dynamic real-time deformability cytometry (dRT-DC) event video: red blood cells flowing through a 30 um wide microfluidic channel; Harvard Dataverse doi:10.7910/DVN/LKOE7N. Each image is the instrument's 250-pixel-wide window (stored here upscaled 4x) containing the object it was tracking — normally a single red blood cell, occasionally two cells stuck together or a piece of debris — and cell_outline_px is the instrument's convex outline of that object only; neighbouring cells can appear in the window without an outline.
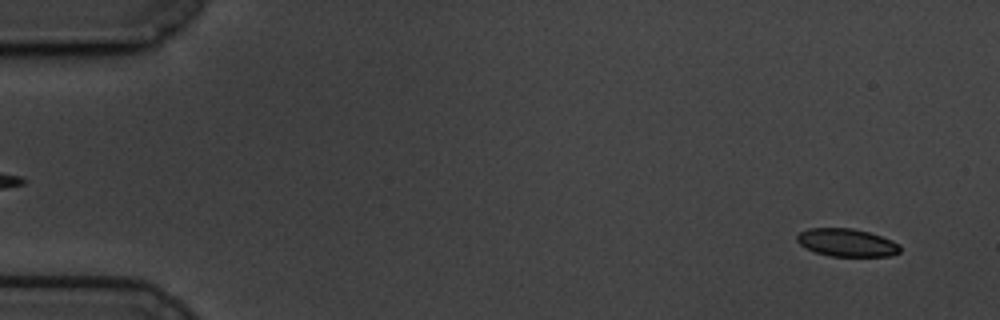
{"species": "common noctule bat (a hibernating species)", "species_latin": "Nyctalus noctula", "temperature_condition": "cold", "stored_images_in_passage": 59, "camera_frame_rate_fps": 3000, "um_per_image_px": 0.085, "animal": {"sex": "male", "body_mass_g": 19.5, "forearm_length_mm": 54.6}, "frame": {"image": 1, "passage_image": 3, "time_ms": 0.667, "image_size_px": [1000, 320], "cell_outline_px": [[900, 252], [888, 256], [832, 256], [816, 252], [800, 244], [796, 240], [796, 236], [800, 232], [808, 228], [852, 228], [868, 232], [892, 240], [900, 244]], "centroid_in_image_um": [71.98, 20.61], "position_along_channel_um": 13.0, "area_um2": 16.59}}
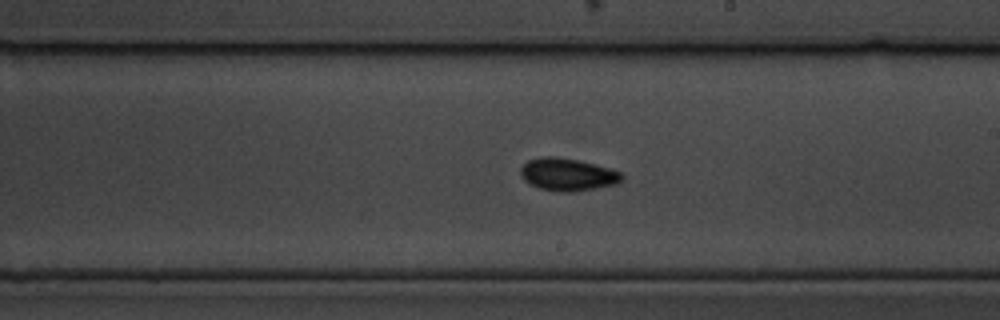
{"frame": {"image": 2, "passage_image": 34, "time_ms": 11.0, "image_size_px": [1000, 320], "cell_outline_px": [[624, 176], [616, 184], [576, 192], [560, 192], [540, 188], [524, 180], [520, 176], [520, 168], [528, 160], [540, 156], [552, 156], [576, 160], [596, 164], [620, 172]], "centroid_in_image_um": [48.22, 14.83], "position_along_channel_um": 240.8, "area_um2": 19.13}}
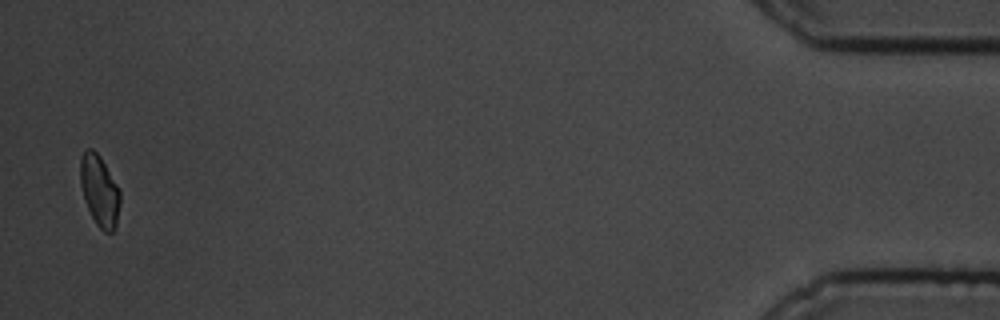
{"frame": {"image": 3, "passage_image": 58, "time_ms": 19.0, "image_size_px": [1000, 320], "cell_outline_px": [[120, 204], [116, 224], [112, 232], [104, 232], [96, 224], [84, 200], [80, 184], [80, 156], [88, 148], [92, 148], [100, 156], [116, 184], [120, 192]], "centroid_in_image_um": [8.44, 16.2], "position_along_channel_um": 426.8, "area_um2": 16.36}, "authors_computed_cell_mechanics": {"area_um2": 17.5134, "velocity_mm_per_s": 3.3729, "shape_relaxation_time_tau1_ms": 3.1621, "shape_relaxation_time_tau2_ms": 5.538, "deformation_change_tau1": 0.0704, "deformation_change_tau2": 0.072}}